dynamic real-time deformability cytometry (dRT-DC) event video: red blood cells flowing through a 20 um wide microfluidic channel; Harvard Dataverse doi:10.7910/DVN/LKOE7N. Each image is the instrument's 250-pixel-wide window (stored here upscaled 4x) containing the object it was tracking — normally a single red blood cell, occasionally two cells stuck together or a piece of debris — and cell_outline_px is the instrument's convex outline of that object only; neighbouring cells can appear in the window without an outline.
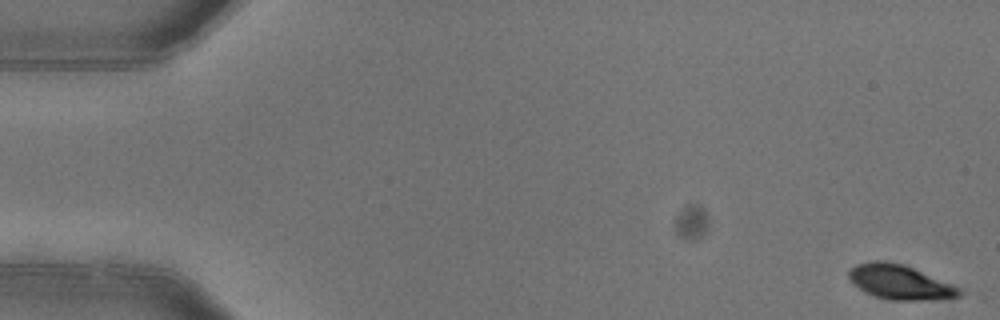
{"species": "common noctule bat (a hibernating species)", "species_latin": "Nyctalus noctula", "temperature_condition": "warm", "stored_images_in_passage": 5, "camera_frame_rate_fps": 3000, "um_per_image_px": 0.085, "animal": {"sex": "female"}, "frame": {"image": 1, "passage_image": 1, "time_ms": 0.0, "image_size_px": [1000, 320], "cell_outline_px": [[964, 292], [960, 296], [932, 300], [888, 300], [872, 296], [864, 292], [848, 276], [848, 272], [856, 264], [872, 260], [884, 260], [904, 264], [956, 284], [964, 288]], "centroid_in_image_um": [76.58, 23.98], "position_along_channel_um": 8.4, "area_um2": 22.77}}
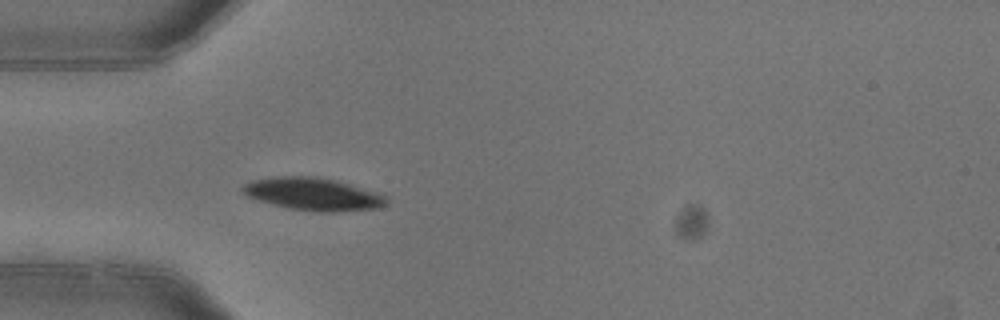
{"frame": {"image": 2, "passage_image": 5, "time_ms": 1.333, "image_size_px": [1000, 320], "cell_outline_px": [[388, 204], [380, 208], [336, 212], [320, 212], [288, 208], [272, 204], [248, 196], [240, 188], [244, 184], [252, 180], [280, 176], [312, 176], [332, 180], [380, 192], [388, 200]], "centroid_in_image_um": [26.66, 16.51], "position_along_channel_um": 58.3, "area_um2": 27.17}}